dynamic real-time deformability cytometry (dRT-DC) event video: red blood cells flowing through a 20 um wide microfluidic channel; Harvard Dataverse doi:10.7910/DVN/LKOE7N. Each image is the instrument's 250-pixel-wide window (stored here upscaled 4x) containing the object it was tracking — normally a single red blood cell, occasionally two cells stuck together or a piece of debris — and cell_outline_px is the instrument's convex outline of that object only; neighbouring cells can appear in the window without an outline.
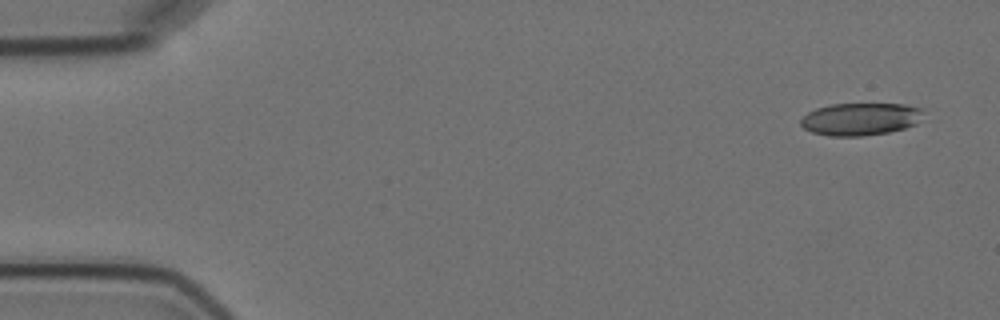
{"species": "Egyptian fruit bat (a non-hibernating species)", "species_latin": "Rousettus aegyptiacus", "temperature_condition": "cold", "stored_images_in_passage": 5, "camera_frame_rate_fps": 3000, "um_per_image_px": 0.085, "animal": {"sex": "female"}, "frame": {"image": 1, "passage_image": 1, "time_ms": 0.0, "image_size_px": [1000, 320], "cell_outline_px": [[924, 108], [916, 124], [904, 128], [888, 132], [860, 136], [828, 136], [812, 132], [804, 128], [800, 124], [800, 120], [808, 112], [816, 108], [832, 104], [904, 104]], "centroid_in_image_um": [73.11, 10.12], "position_along_channel_um": 11.9, "area_um2": 23.12}}
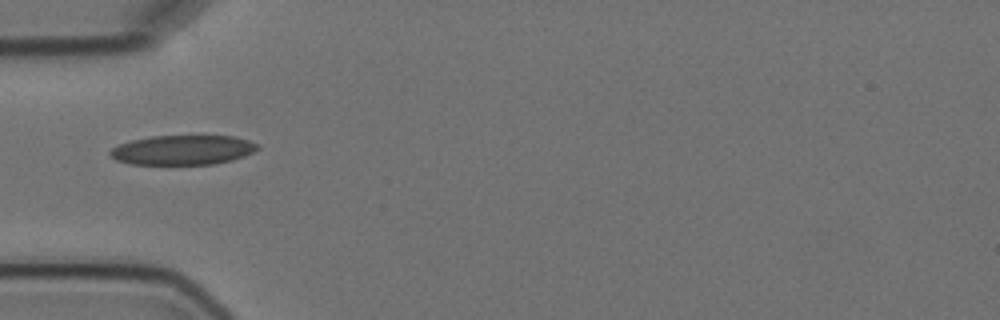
{"frame": {"image": 2, "passage_image": 5, "time_ms": 5.0, "image_size_px": [1000, 320], "cell_outline_px": [[260, 148], [244, 156], [232, 160], [212, 164], [128, 164], [116, 160], [108, 156], [108, 152], [112, 148], [120, 144], [132, 140], [152, 136], [236, 136], [260, 144]], "centroid_in_image_um": [15.53, 12.75], "position_along_channel_um": 69.5, "area_um2": 25.55}}